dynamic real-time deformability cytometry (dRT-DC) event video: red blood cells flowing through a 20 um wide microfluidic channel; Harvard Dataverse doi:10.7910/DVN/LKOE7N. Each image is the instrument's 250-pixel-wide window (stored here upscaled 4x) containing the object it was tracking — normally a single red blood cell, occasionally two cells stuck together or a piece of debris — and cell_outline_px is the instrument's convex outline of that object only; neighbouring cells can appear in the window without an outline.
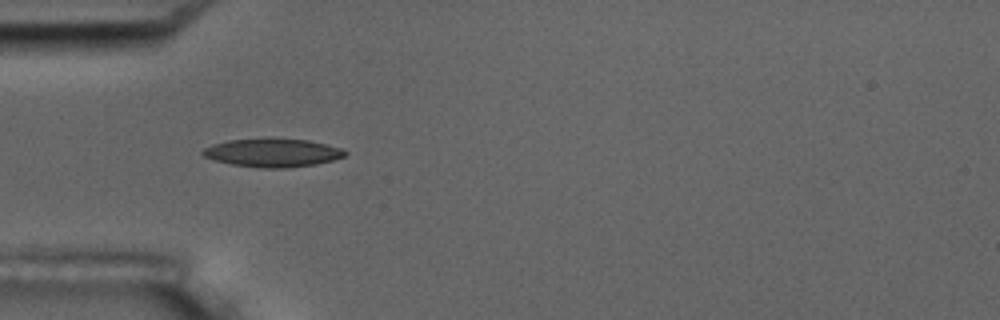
{"species": "common noctule bat (a hibernating species)", "species_latin": "Nyctalus noctula", "temperature_condition": "room temperature", "stored_images_in_passage": 4, "camera_frame_rate_fps": 3000, "um_per_image_px": 0.085, "animal": {"sex": "male", "body_mass_g": 17.5, "forearm_length_mm": 52.3}, "frame": {"image": 1, "passage_image": 3, "time_ms": 2.0, "image_size_px": [1000, 320], "cell_outline_px": [[348, 152], [344, 156], [332, 160], [312, 164], [288, 168], [264, 168], [232, 164], [216, 160], [204, 156], [200, 152], [204, 148], [212, 144], [228, 140], [268, 136], [272, 136], [308, 140], [340, 148]], "centroid_in_image_um": [23.13, 12.94], "position_along_channel_um": 61.9, "area_um2": 23.87}}